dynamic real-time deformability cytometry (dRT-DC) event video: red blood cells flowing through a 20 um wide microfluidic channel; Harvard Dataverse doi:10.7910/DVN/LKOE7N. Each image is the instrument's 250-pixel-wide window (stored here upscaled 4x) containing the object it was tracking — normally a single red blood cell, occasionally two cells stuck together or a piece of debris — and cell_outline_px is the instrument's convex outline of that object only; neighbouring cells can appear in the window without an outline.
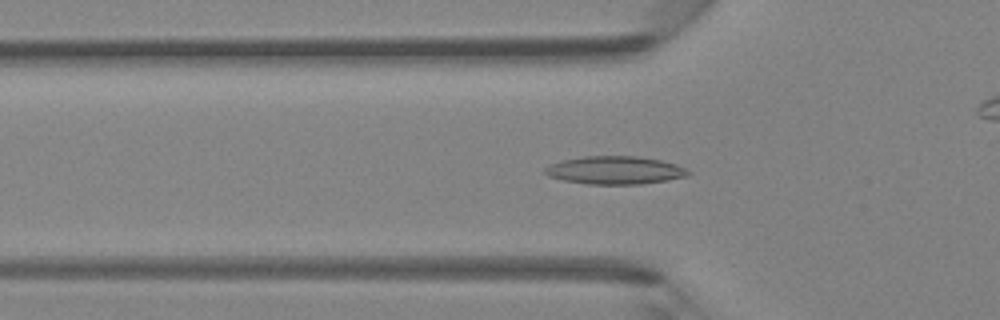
{"species": "Egyptian fruit bat (a non-hibernating species)", "species_latin": "Rousettus aegyptiacus", "temperature_condition": "room temperature", "stored_images_in_passage": 43, "camera_frame_rate_fps": 3000, "um_per_image_px": 0.085, "animal": {"sex": "female"}, "frame": {"image": 1, "passage_image": 11, "time_ms": 3.333, "image_size_px": [1000, 320], "cell_outline_px": [[692, 172], [688, 176], [668, 180], [640, 184], [588, 184], [564, 180], [548, 176], [544, 172], [544, 168], [548, 164], [560, 160], [584, 156], [636, 156], [660, 160], [676, 164]], "centroid_in_image_um": [52.25, 14.46], "position_along_channel_um": 73.6, "area_um2": 23.47}}
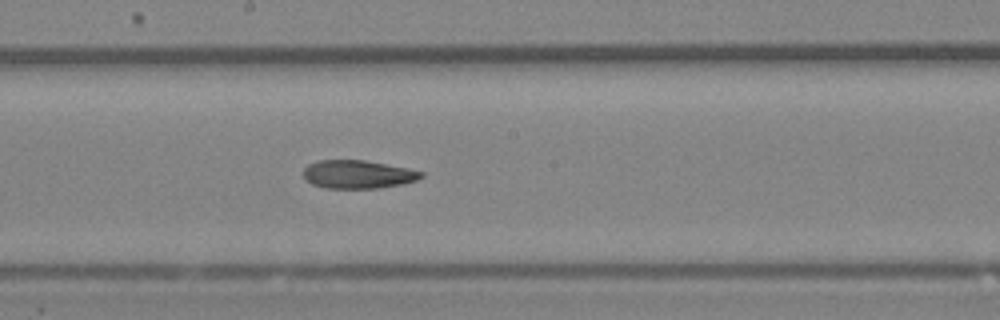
{"frame": {"image": 2, "passage_image": 21, "time_ms": 6.667, "image_size_px": [1000, 320], "cell_outline_px": [[424, 176], [416, 180], [404, 184], [380, 188], [324, 188], [312, 184], [304, 176], [304, 168], [308, 164], [316, 160], [364, 160], [408, 168], [424, 172]], "centroid_in_image_um": [30.44, 14.82], "position_along_channel_um": 217.8, "area_um2": 19.48}}
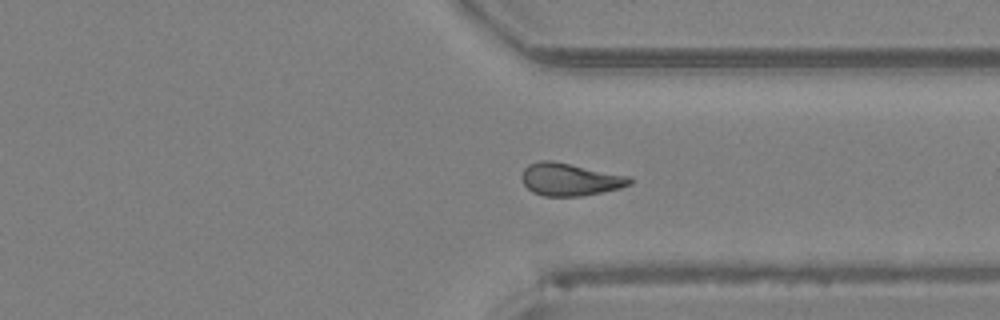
{"frame": {"image": 3, "passage_image": 31, "time_ms": 10.0, "image_size_px": [1000, 320], "cell_outline_px": [[632, 184], [620, 188], [580, 196], [544, 196], [532, 192], [524, 184], [520, 176], [524, 168], [528, 164], [540, 160], [552, 160], [632, 176]], "centroid_in_image_um": [48.45, 15.23], "position_along_channel_um": 363.0, "area_um2": 20.69}}